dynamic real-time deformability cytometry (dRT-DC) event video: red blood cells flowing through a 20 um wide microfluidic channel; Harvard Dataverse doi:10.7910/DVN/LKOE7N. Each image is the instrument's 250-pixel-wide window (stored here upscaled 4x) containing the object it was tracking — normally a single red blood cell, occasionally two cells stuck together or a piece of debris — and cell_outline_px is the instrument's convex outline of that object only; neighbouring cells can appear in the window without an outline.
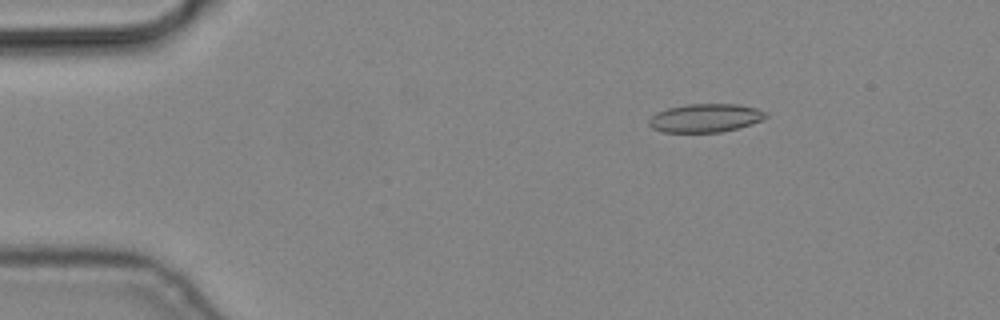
{"species": "common noctule bat (a hibernating species)", "species_latin": "Nyctalus noctula", "temperature_condition": "cold", "stored_images_in_passage": 8, "camera_frame_rate_fps": 3000, "um_per_image_px": 0.085, "animal": {"sex": "male", "body_mass_g": 19.2, "forearm_length_mm": 51.8}, "frame": {"image": 1, "passage_image": 3, "time_ms": 0.667, "image_size_px": [1000, 320], "cell_outline_px": [[768, 116], [764, 120], [752, 124], [720, 132], [664, 132], [652, 128], [648, 124], [648, 120], [656, 112], [668, 108], [684, 104], [736, 104], [756, 108], [768, 112]], "centroid_in_image_um": [59.97, 10.02], "position_along_channel_um": 25.0, "area_um2": 19.48}}
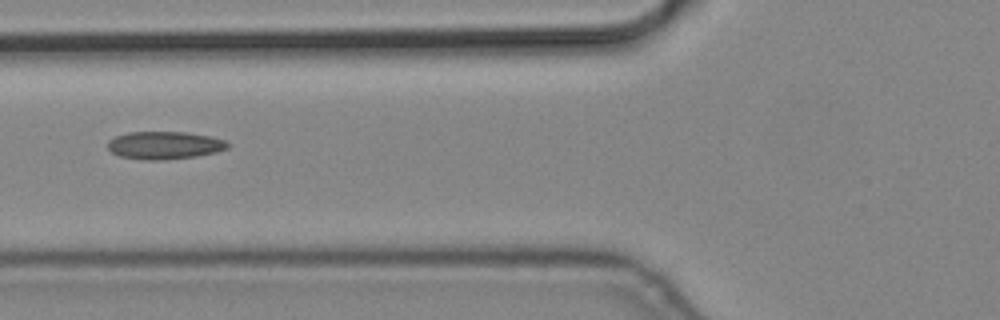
{"frame": {"image": 2, "passage_image": 6, "time_ms": 1.667, "image_size_px": [1000, 320], "cell_outline_px": [[228, 148], [216, 152], [196, 156], [164, 160], [148, 160], [120, 156], [112, 152], [108, 148], [108, 140], [116, 136], [128, 132], [188, 132], [212, 136], [224, 140], [228, 144]], "centroid_in_image_um": [13.99, 12.34], "position_along_channel_um": 111.8, "area_um2": 19.36}}
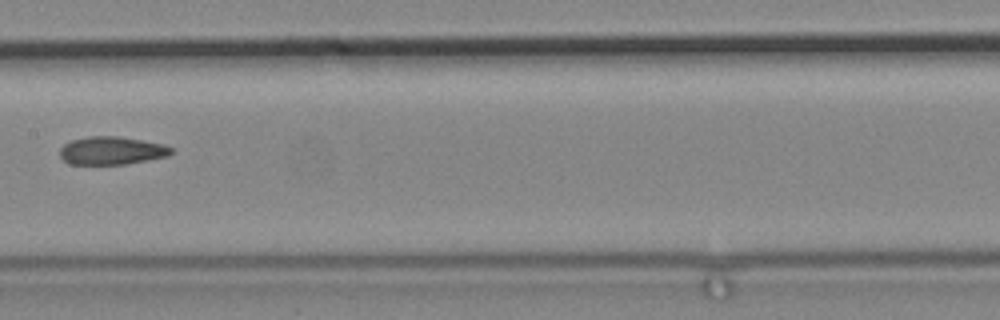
{"frame": {"image": 3, "passage_image": 8, "time_ms": 2.333, "image_size_px": [1000, 320], "cell_outline_px": [[176, 152], [168, 156], [148, 160], [124, 164], [68, 164], [60, 156], [60, 148], [64, 144], [72, 140], [88, 136], [116, 136], [164, 144], [172, 148]], "centroid_in_image_um": [9.51, 12.8], "position_along_channel_um": 197.9, "area_um2": 18.21}}